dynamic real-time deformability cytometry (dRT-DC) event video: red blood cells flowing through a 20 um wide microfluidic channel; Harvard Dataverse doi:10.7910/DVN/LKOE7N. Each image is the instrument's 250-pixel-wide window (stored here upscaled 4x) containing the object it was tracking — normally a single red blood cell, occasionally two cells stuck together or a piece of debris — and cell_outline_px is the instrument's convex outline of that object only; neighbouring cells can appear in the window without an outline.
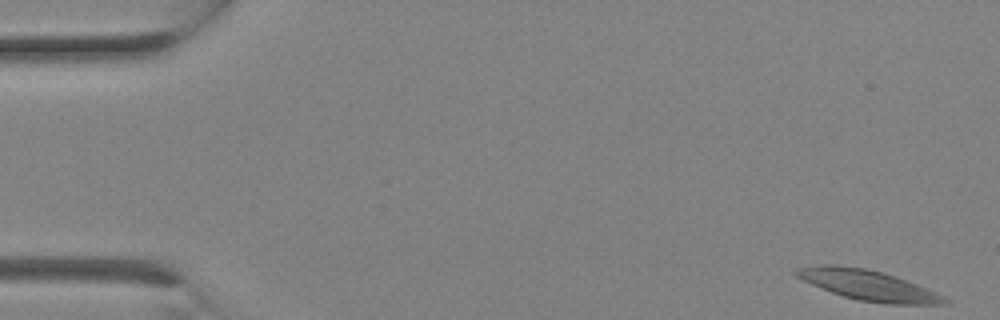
{"species": "Egyptian fruit bat (a non-hibernating species)", "species_latin": "Rousettus aegyptiacus", "temperature_condition": "room temperature", "stored_images_in_passage": 2, "camera_frame_rate_fps": 3000, "um_per_image_px": 0.085, "animal": {"sex": "female"}, "frame": {"image": 1, "passage_image": 1, "time_ms": 0.0, "image_size_px": [1000, 320], "cell_outline_px": [[948, 304], [888, 304], [860, 300], [844, 296], [820, 288], [796, 276], [792, 272], [796, 268], [820, 264], [836, 264], [868, 268], [884, 272], [896, 276], [936, 292], [944, 296], [948, 300]], "centroid_in_image_um": [73.77, 24.22], "position_along_channel_um": 11.2, "area_um2": 26.18}}